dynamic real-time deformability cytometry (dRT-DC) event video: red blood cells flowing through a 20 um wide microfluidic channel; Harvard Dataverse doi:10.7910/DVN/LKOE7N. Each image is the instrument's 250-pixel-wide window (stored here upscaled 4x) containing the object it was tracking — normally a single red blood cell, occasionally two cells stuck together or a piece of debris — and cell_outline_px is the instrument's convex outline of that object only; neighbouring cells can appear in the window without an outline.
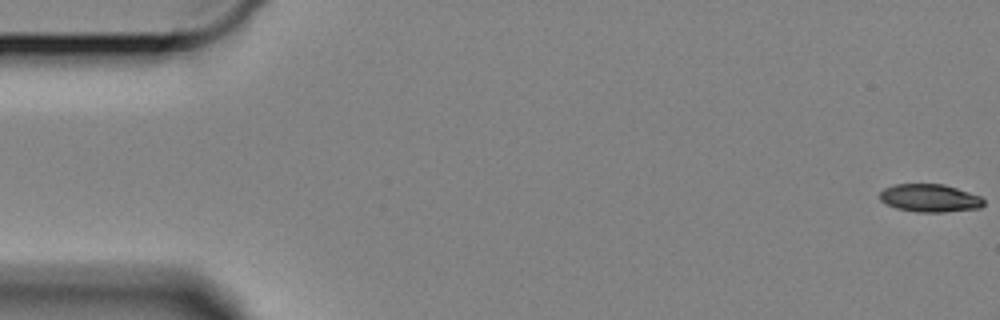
{"species": "Egyptian fruit bat (a non-hibernating species)", "species_latin": "Rousettus aegyptiacus", "temperature_condition": "cold", "stored_images_in_passage": 56, "camera_frame_rate_fps": 3000, "um_per_image_px": 0.085, "animal": {"sex": "female"}, "frame": {"image": 1, "passage_image": 1, "time_ms": 0.0, "image_size_px": [1000, 320], "cell_outline_px": [[984, 204], [980, 208], [944, 212], [920, 212], [896, 208], [880, 200], [880, 192], [884, 188], [896, 184], [944, 184], [980, 196], [984, 200]], "centroid_in_image_um": [79.04, 16.83], "position_along_channel_um": 6.0, "area_um2": 16.76}}
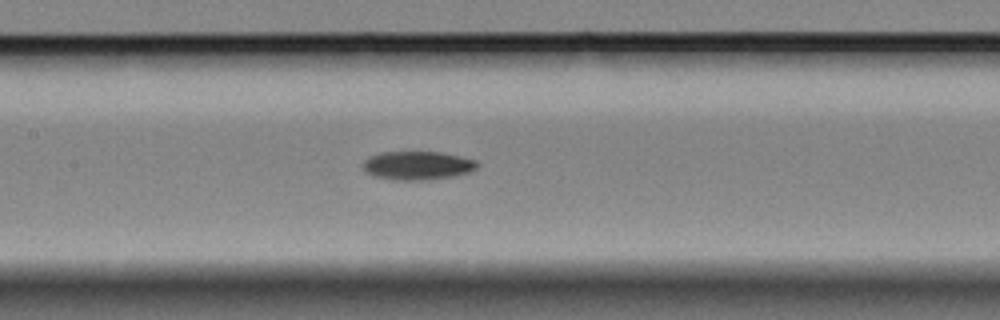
{"frame": {"image": 2, "passage_image": 28, "time_ms": 9.0, "image_size_px": [1000, 320], "cell_outline_px": [[480, 164], [476, 168], [468, 172], [452, 176], [424, 180], [396, 180], [376, 176], [368, 172], [364, 168], [364, 160], [368, 156], [380, 152], [440, 152], [476, 160]], "centroid_in_image_um": [35.49, 14.05], "position_along_channel_um": 171.9, "area_um2": 18.79}}
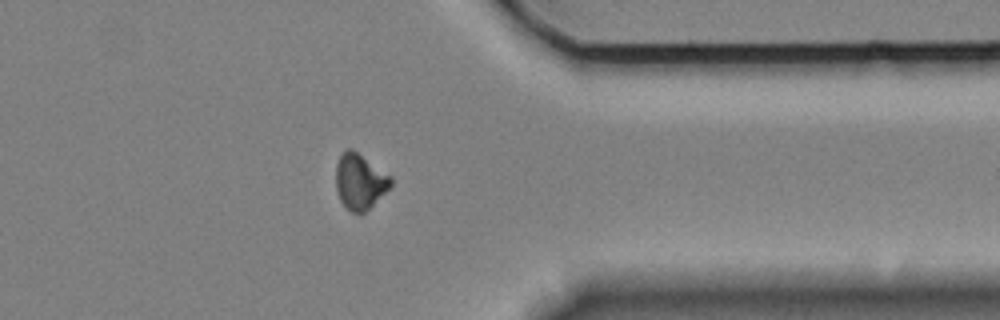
{"frame": {"image": 3, "passage_image": 48, "time_ms": 15.667, "image_size_px": [1000, 320], "cell_outline_px": [[392, 184], [364, 212], [352, 212], [340, 200], [336, 192], [336, 164], [340, 152], [348, 148], [352, 148], [392, 176]], "centroid_in_image_um": [30.56, 15.36], "position_along_channel_um": 380.8, "area_um2": 17.63}}